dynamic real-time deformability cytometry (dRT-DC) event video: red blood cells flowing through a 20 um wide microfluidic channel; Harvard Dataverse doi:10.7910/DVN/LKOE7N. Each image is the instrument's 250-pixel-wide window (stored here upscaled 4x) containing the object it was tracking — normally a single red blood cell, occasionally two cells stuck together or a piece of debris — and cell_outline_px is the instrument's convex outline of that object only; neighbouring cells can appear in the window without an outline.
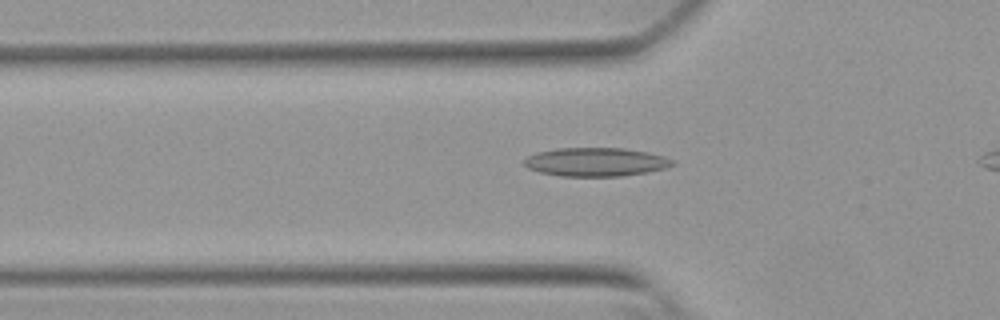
{"species": "Egyptian fruit bat (a non-hibernating species)", "species_latin": "Rousettus aegyptiacus", "temperature_condition": "warm", "stored_images_in_passage": 40, "camera_frame_rate_fps": 3000, "um_per_image_px": 0.085, "animal": {"sex": "female"}, "frame": {"image": 1, "passage_image": 11, "time_ms": 3.333, "image_size_px": [1000, 320], "cell_outline_px": [[676, 164], [664, 168], [624, 176], [560, 176], [540, 172], [528, 168], [524, 164], [524, 160], [528, 156], [536, 152], [556, 148], [624, 148], [648, 152], [664, 156], [676, 160]], "centroid_in_image_um": [50.65, 13.76], "position_along_channel_um": 75.1, "area_um2": 24.8}}
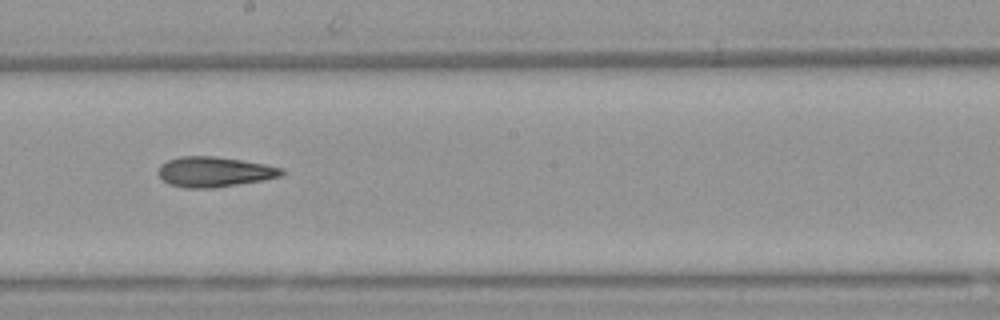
{"frame": {"image": 2, "passage_image": 23, "time_ms": 7.333, "image_size_px": [1000, 320], "cell_outline_px": [[284, 176], [264, 180], [212, 188], [184, 188], [168, 184], [160, 176], [160, 164], [168, 160], [180, 156], [216, 156], [264, 164], [284, 168]], "centroid_in_image_um": [18.25, 14.61], "position_along_channel_um": 229.9, "area_um2": 21.68}}
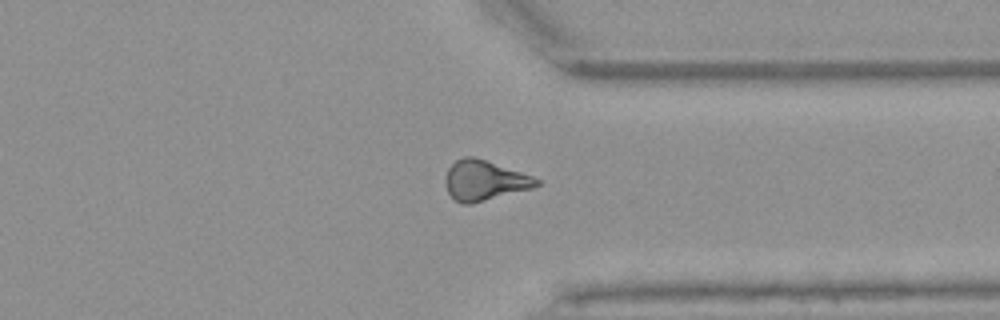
{"frame": {"image": 3, "passage_image": 34, "time_ms": 11.0, "image_size_px": [1000, 320], "cell_outline_px": [[540, 184], [532, 188], [472, 204], [460, 204], [448, 192], [444, 180], [444, 176], [448, 168], [456, 160], [464, 156], [472, 156], [532, 176], [540, 180]], "centroid_in_image_um": [41.14, 15.35], "position_along_channel_um": 370.3, "area_um2": 21.1}, "authors_computed_cell_mechanics": {"area_um2": 21.6461, "velocity_mm_per_s": 3.8623, "shape_relaxation_time_tau1_ms": null, "shape_relaxation_time_tau2_ms": 8.2526, "deformation_change_tau1": null, "deformation_change_tau2": 0.2019}}